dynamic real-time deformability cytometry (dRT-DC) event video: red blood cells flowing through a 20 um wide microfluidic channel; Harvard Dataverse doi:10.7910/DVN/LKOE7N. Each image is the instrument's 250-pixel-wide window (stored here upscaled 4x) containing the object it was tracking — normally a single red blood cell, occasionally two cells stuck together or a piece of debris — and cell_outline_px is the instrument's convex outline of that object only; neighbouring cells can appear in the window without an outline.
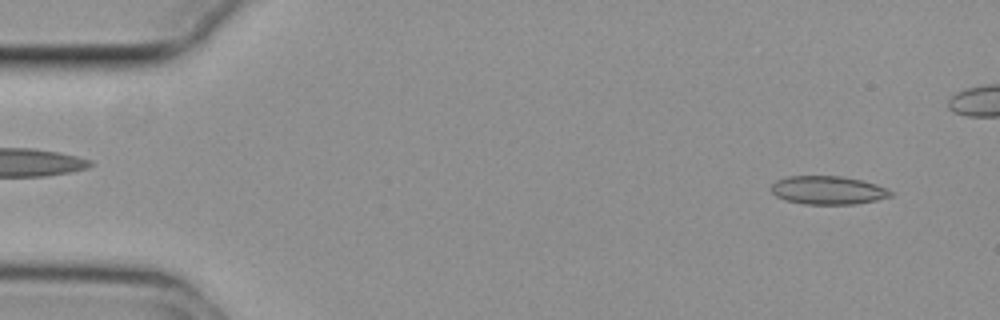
{"species": "common noctule bat (a hibernating species)", "species_latin": "Nyctalus noctula", "temperature_condition": "cold", "stored_images_in_passage": 53, "camera_frame_rate_fps": 3000, "um_per_image_px": 0.085, "animal": {"sex": "female", "body_mass_g": 29.2, "forearm_length_mm": 56.3}, "frame": {"image": 1, "passage_image": 3, "time_ms": 0.667, "image_size_px": [1000, 320], "cell_outline_px": [[892, 196], [876, 200], [856, 204], [804, 204], [784, 200], [776, 196], [772, 192], [772, 184], [776, 180], [788, 176], [840, 176], [860, 180], [876, 184], [888, 188], [892, 192]], "centroid_in_image_um": [70.37, 16.17], "position_along_channel_um": 14.6, "area_um2": 19.77}}
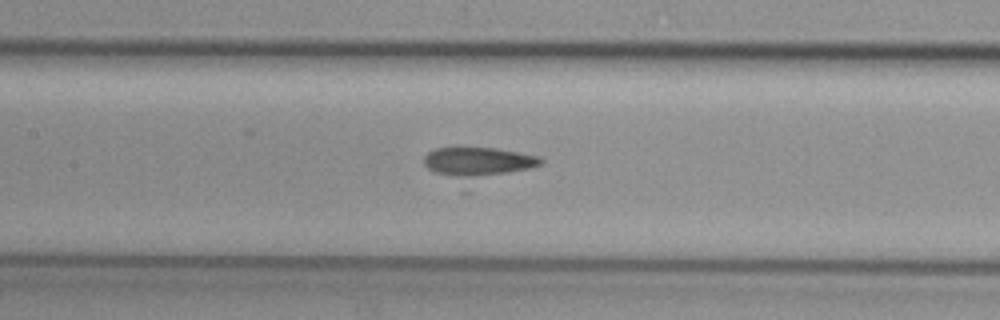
{"frame": {"image": 2, "passage_image": 24, "time_ms": 7.667, "image_size_px": [1000, 320], "cell_outline_px": [[544, 160], [540, 164], [528, 168], [504, 172], [472, 176], [460, 176], [436, 172], [428, 168], [424, 164], [424, 156], [428, 152], [436, 148], [496, 148], [540, 156]], "centroid_in_image_um": [40.64, 13.69], "position_along_channel_um": 166.8, "area_um2": 18.67}}
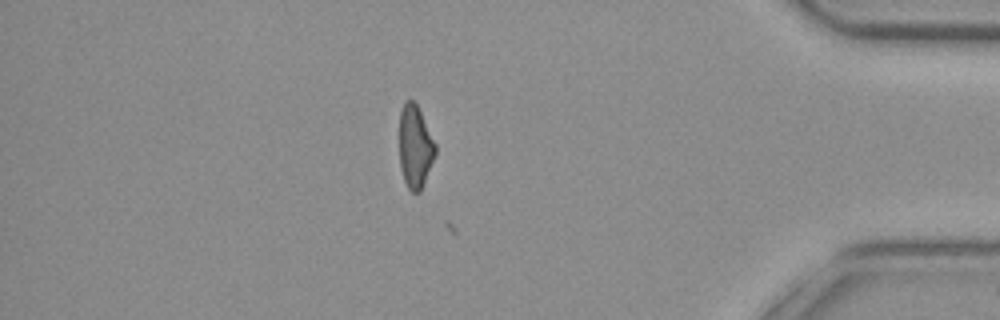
{"frame": {"image": 3, "passage_image": 46, "time_ms": 15.0, "image_size_px": [1000, 320], "cell_outline_px": [[436, 152], [420, 192], [412, 192], [408, 188], [404, 180], [400, 168], [400, 112], [404, 100], [412, 100], [416, 104], [436, 144]], "centroid_in_image_um": [35.27, 12.47], "position_along_channel_um": 399.9, "area_um2": 17.11}}